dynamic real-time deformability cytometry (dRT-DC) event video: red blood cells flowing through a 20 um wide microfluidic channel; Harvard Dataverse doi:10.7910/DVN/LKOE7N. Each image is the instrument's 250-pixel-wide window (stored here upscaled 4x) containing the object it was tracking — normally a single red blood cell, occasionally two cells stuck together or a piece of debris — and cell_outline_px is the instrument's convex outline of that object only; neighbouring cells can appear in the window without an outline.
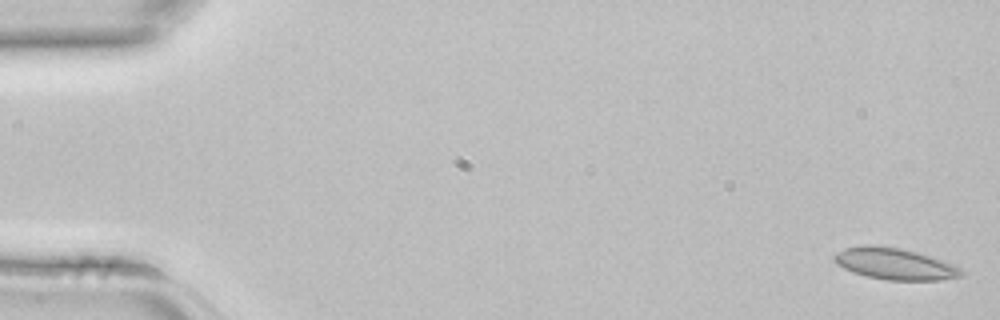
{"species": "common noctule bat (a hibernating species)", "species_latin": "Nyctalus noctula", "temperature_condition": "room temperature", "stored_images_in_passage": 3, "camera_frame_rate_fps": 3000, "um_per_image_px": 0.085, "animal": {"sex": "female", "body_mass_g": 22.7, "forearm_length_mm": 54.2}, "frame": {"image": 1, "passage_image": 1, "time_ms": 0.0, "image_size_px": [1000, 320], "cell_outline_px": [[964, 276], [940, 280], [888, 280], [868, 276], [852, 272], [836, 264], [832, 260], [832, 256], [836, 252], [844, 248], [864, 244], [868, 244], [900, 248], [916, 252], [952, 264], [960, 268], [964, 272]], "centroid_in_image_um": [76.0, 22.42], "position_along_channel_um": 9.0, "area_um2": 23.35}}
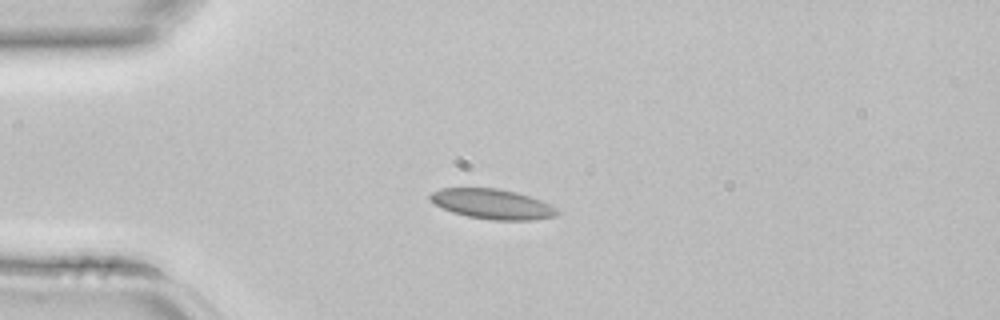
{"frame": {"image": 2, "passage_image": 3, "time_ms": 0.667, "image_size_px": [1000, 320], "cell_outline_px": [[560, 212], [556, 216], [532, 220], [492, 220], [468, 216], [452, 212], [436, 204], [428, 196], [432, 192], [440, 188], [496, 188], [516, 192], [540, 200], [556, 208]], "centroid_in_image_um": [41.85, 17.34], "position_along_channel_um": 43.1, "area_um2": 21.96}}